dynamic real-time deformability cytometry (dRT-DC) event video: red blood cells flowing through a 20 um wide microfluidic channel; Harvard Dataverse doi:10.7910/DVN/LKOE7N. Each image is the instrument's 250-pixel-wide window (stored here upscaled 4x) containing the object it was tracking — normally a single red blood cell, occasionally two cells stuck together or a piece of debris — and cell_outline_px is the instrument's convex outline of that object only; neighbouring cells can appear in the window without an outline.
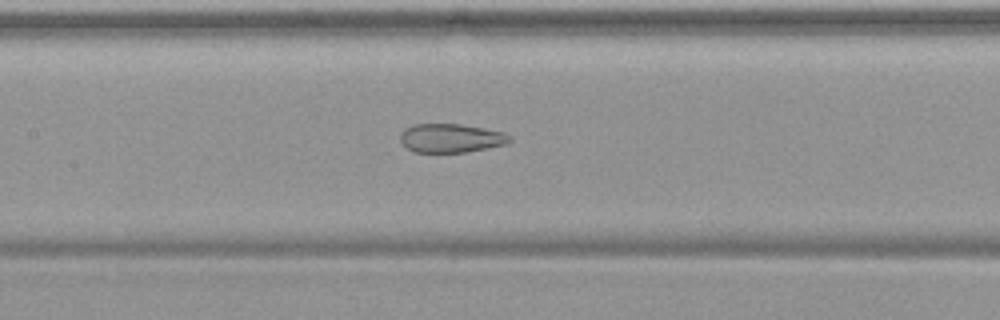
{"species": "common noctule bat (a hibernating species)", "species_latin": "Nyctalus noctula", "temperature_condition": "warm", "stored_images_in_passage": 54, "camera_frame_rate_fps": 3000, "um_per_image_px": 0.085, "animal": {"sex": "female", "body_mass_g": 19.9}, "frame": {"image": 1, "passage_image": 26, "time_ms": 8.333, "image_size_px": [1000, 320], "cell_outline_px": [[512, 140], [508, 144], [464, 152], [412, 152], [400, 140], [400, 132], [404, 128], [412, 124], [460, 124], [484, 128], [504, 132], [512, 136]], "centroid_in_image_um": [38.34, 11.73], "position_along_channel_um": 169.1, "area_um2": 18.5}}
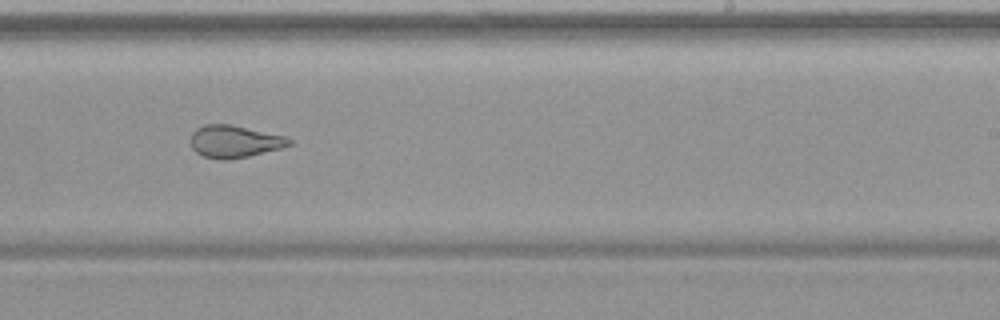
{"frame": {"image": 2, "passage_image": 34, "time_ms": 11.0, "image_size_px": [1000, 320], "cell_outline_px": [[292, 144], [280, 148], [248, 156], [228, 160], [220, 160], [204, 156], [196, 152], [192, 148], [188, 140], [192, 132], [196, 128], [204, 124], [232, 124], [288, 136], [292, 140]], "centroid_in_image_um": [19.91, 12.01], "position_along_channel_um": 269.1, "area_um2": 18.9}}
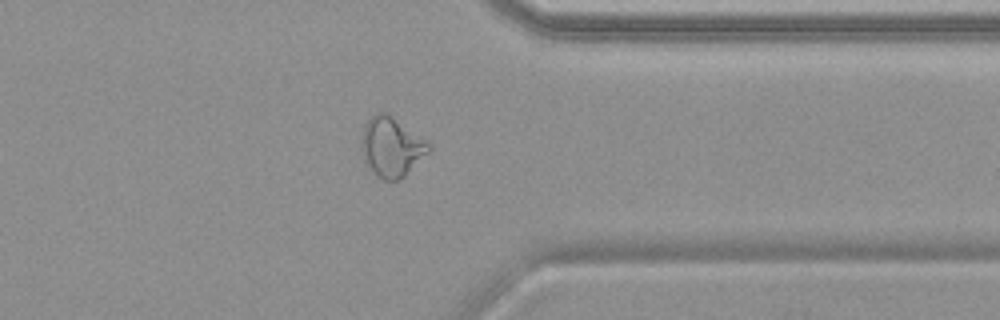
{"frame": {"image": 3, "passage_image": 43, "time_ms": 14.0, "image_size_px": [1000, 320], "cell_outline_px": [[432, 148], [404, 176], [396, 180], [384, 180], [376, 176], [372, 172], [364, 160], [360, 148], [360, 140], [364, 124], [376, 112], [388, 112], [428, 140], [432, 144]], "centroid_in_image_um": [33.27, 12.45], "position_along_channel_um": 378.1, "area_um2": 23.76}, "authors_computed_cell_mechanics": {"area_um2": 24.854, "velocity_mm_per_s": 3.7658, "shape_relaxation_time_tau1_ms": null, "shape_relaxation_time_tau2_ms": 1.3983, "deformation_change_tau1": null, "deformation_change_tau2": 0.0934}}